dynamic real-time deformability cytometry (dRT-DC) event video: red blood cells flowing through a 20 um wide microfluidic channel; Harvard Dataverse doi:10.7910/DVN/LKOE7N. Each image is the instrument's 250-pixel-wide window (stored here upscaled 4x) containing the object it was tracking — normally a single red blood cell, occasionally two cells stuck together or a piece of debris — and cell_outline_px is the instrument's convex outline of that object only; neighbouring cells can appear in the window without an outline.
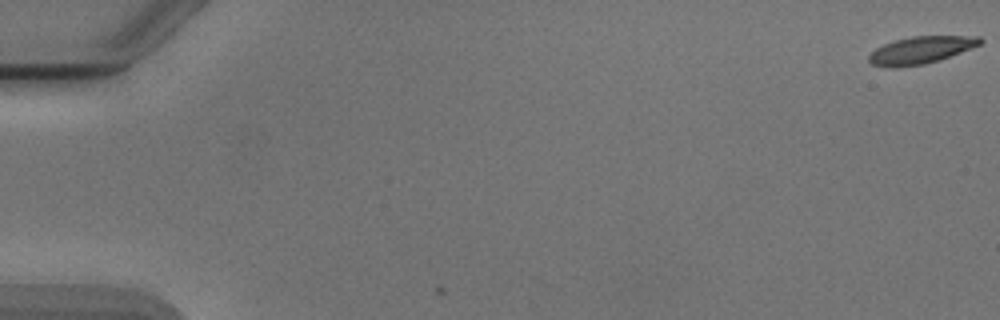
{"species": "Egyptian fruit bat (a non-hibernating species)", "species_latin": "Rousettus aegyptiacus", "temperature_condition": "cold", "stored_images_in_passage": 4, "camera_frame_rate_fps": 3000, "um_per_image_px": 0.085, "animal": {"sex": "male"}, "frame": {"image": 1, "passage_image": 1, "time_ms": 0.0, "image_size_px": [1000, 320], "cell_outline_px": [[984, 40], [980, 44], [940, 60], [924, 64], [896, 68], [888, 68], [872, 64], [868, 60], [868, 56], [876, 48], [884, 44], [896, 40], [912, 36], [980, 36]], "centroid_in_image_um": [78.25, 4.27], "position_along_channel_um": 6.8, "area_um2": 17.63}}